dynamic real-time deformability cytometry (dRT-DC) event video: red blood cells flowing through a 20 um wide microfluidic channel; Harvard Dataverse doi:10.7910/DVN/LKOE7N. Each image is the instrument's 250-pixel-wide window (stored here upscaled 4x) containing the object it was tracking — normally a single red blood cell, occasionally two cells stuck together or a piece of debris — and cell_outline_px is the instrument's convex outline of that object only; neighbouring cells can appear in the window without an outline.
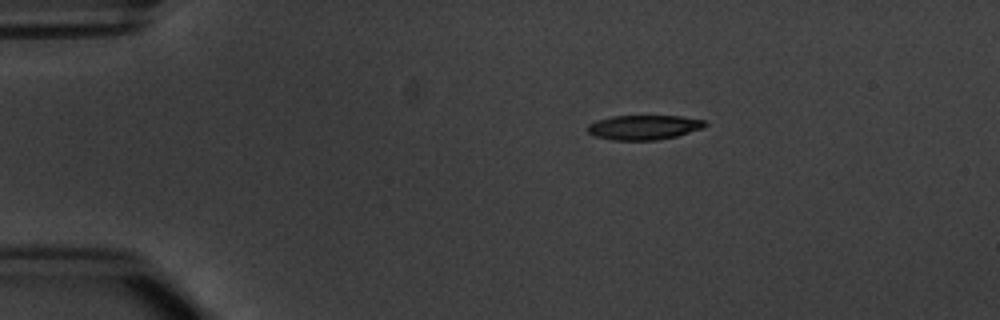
{"species": "common noctule bat (a hibernating species)", "species_latin": "Nyctalus noctula", "temperature_condition": "warm", "stored_images_in_passage": 6, "camera_frame_rate_fps": 3000, "um_per_image_px": 0.085, "animal": {"sex": "male", "body_mass_g": 20.1, "forearm_length_mm": 53.5}, "frame": {"image": 1, "passage_image": 6, "time_ms": 6.667, "image_size_px": [1000, 320], "cell_outline_px": [[708, 124], [704, 128], [676, 136], [656, 140], [612, 140], [592, 136], [588, 132], [588, 124], [596, 120], [612, 116], [680, 116], [704, 120]], "centroid_in_image_um": [54.71, 10.82], "position_along_channel_um": 30.3, "area_um2": 16.94}}